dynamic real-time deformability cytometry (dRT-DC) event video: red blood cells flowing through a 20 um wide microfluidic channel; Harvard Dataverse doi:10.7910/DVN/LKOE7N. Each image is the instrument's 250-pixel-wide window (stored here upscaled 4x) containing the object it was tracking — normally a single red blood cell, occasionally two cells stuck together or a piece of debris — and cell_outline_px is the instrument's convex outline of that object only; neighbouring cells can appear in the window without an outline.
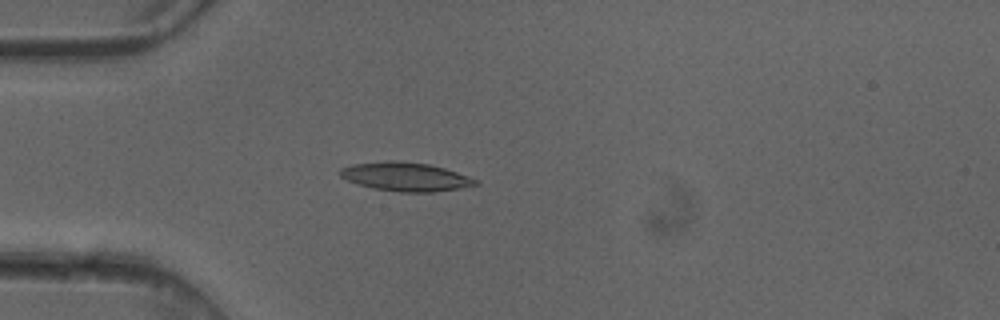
{"species": "common noctule bat (a hibernating species)", "species_latin": "Nyctalus noctula", "temperature_condition": "cold", "stored_images_in_passage": 3, "camera_frame_rate_fps": 3000, "um_per_image_px": 0.085, "animal": {"sex": "female"}, "frame": {"image": 1, "passage_image": 3, "time_ms": 0.667, "image_size_px": [1000, 320], "cell_outline_px": [[480, 184], [460, 188], [432, 192], [400, 192], [372, 188], [348, 180], [340, 176], [336, 172], [340, 168], [352, 164], [388, 160], [396, 160], [428, 164], [444, 168], [468, 176], [476, 180]], "centroid_in_image_um": [34.43, 15.01], "position_along_channel_um": 50.6, "area_um2": 22.66}}